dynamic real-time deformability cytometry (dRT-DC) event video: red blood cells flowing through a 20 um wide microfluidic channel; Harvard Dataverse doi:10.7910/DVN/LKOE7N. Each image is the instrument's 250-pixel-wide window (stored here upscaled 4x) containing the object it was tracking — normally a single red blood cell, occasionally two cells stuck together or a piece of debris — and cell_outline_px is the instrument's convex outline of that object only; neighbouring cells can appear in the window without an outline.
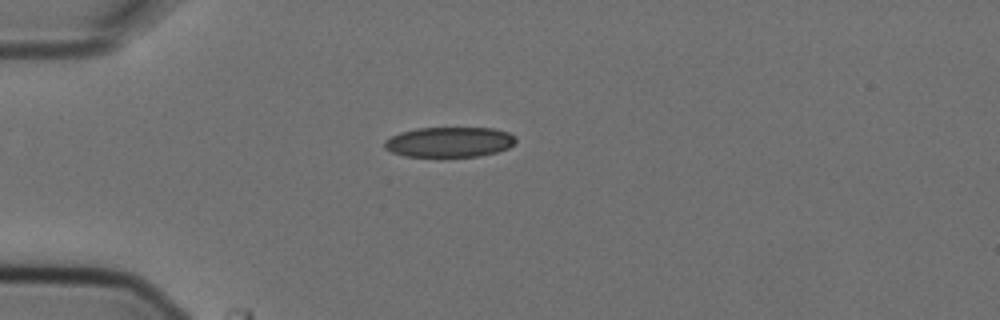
{"species": "Egyptian fruit bat (a non-hibernating species)", "species_latin": "Rousettus aegyptiacus", "temperature_condition": "cold", "stored_images_in_passage": 3, "camera_frame_rate_fps": 3000, "um_per_image_px": 0.085, "animal": {"sex": "female"}, "frame": {"image": 1, "passage_image": 1, "time_ms": 0.0, "image_size_px": [1000, 320], "cell_outline_px": [[516, 140], [508, 148], [496, 152], [480, 156], [404, 156], [392, 152], [384, 148], [384, 140], [400, 132], [416, 128], [492, 128], [508, 132], [516, 136]], "centroid_in_image_um": [38.18, 12.06], "position_along_channel_um": 46.8, "area_um2": 23.0}}